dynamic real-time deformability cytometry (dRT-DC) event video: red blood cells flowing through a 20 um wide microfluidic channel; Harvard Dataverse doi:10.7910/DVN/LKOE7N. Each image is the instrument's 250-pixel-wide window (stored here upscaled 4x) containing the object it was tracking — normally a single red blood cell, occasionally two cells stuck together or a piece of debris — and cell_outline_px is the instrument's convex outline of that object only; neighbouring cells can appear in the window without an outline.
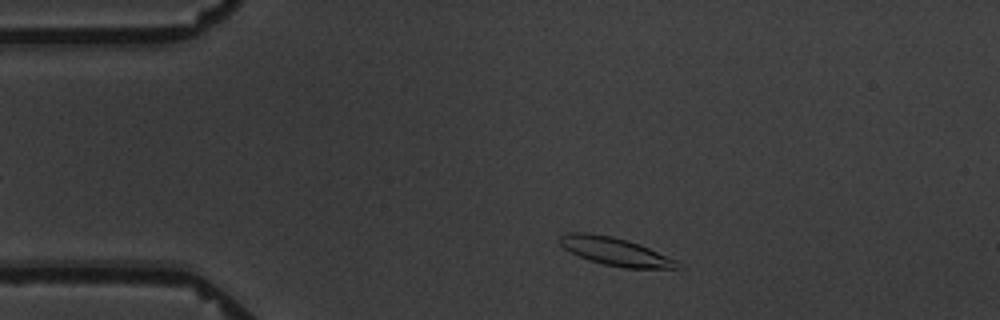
{"species": "common noctule bat (a hibernating species)", "species_latin": "Nyctalus noctula", "temperature_condition": "warm", "stored_images_in_passage": 2, "camera_frame_rate_fps": 3000, "um_per_image_px": 0.085, "animal": {"sex": "male", "body_mass_g": 19.5, "forearm_length_mm": 54.6}, "frame": {"image": 1, "passage_image": 1, "time_ms": 0.0, "image_size_px": [1000, 320], "cell_outline_px": [[684, 268], [624, 268], [604, 264], [588, 260], [564, 248], [560, 244], [560, 236], [568, 232], [588, 232], [612, 236], [628, 240], [640, 244], [676, 260]], "centroid_in_image_um": [52.3, 21.37], "position_along_channel_um": 32.7, "area_um2": 19.13}}